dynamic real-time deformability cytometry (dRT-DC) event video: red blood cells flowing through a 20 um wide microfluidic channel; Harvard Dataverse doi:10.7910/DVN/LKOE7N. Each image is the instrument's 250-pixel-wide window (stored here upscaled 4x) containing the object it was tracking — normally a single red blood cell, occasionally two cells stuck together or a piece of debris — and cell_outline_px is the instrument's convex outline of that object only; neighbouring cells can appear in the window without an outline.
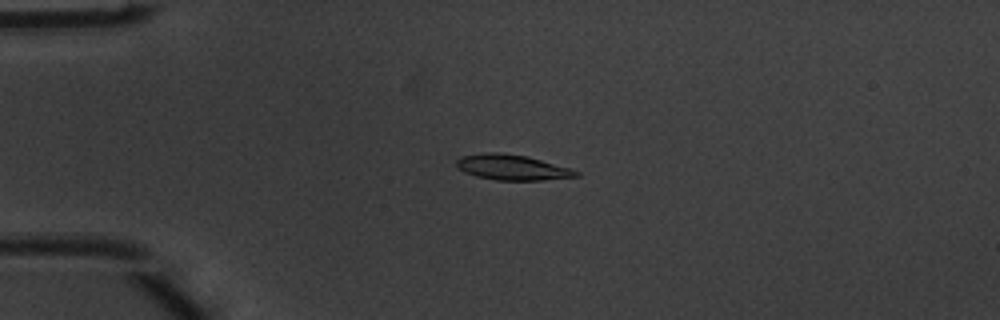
{"species": "common noctule bat (a hibernating species)", "species_latin": "Nyctalus noctula", "temperature_condition": "warm", "stored_images_in_passage": 39, "camera_frame_rate_fps": 3000, "um_per_image_px": 0.085, "animal": {"sex": "male", "body_mass_g": 20.1, "forearm_length_mm": 53.5}, "frame": {"image": 1, "passage_image": 1, "time_ms": 0.0, "image_size_px": [1000, 320], "cell_outline_px": [[580, 176], [540, 180], [496, 180], [476, 176], [464, 172], [456, 168], [456, 160], [460, 156], [488, 152], [500, 152], [528, 156], [568, 168], [580, 172]], "centroid_in_image_um": [43.48, 14.22], "position_along_channel_um": 41.5, "area_um2": 17.69}}
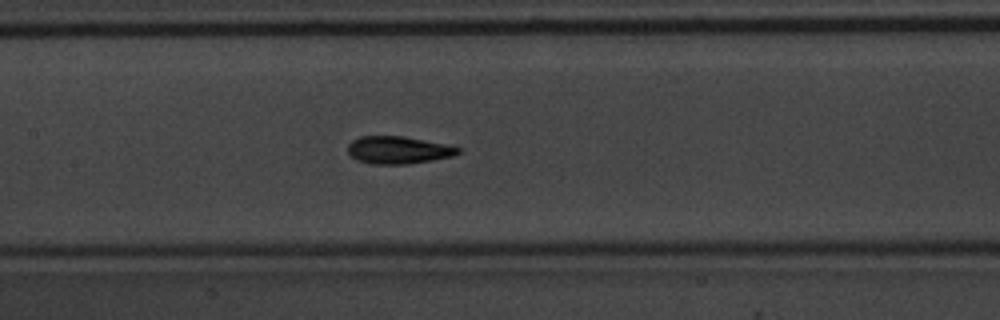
{"frame": {"image": 2, "passage_image": 13, "time_ms": 4.0, "image_size_px": [1000, 320], "cell_outline_px": [[460, 152], [452, 156], [432, 160], [408, 164], [372, 164], [356, 160], [348, 152], [348, 144], [352, 140], [360, 136], [404, 136], [444, 144], [460, 148]], "centroid_in_image_um": [33.81, 12.75], "position_along_channel_um": 173.6, "area_um2": 17.57}}
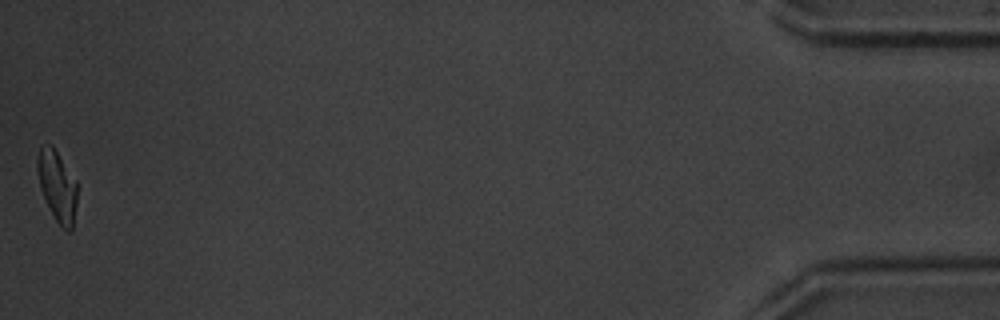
{"frame": {"image": 3, "passage_image": 39, "time_ms": 12.667, "image_size_px": [1000, 320], "cell_outline_px": [[76, 204], [72, 232], [68, 232], [56, 220], [40, 188], [36, 168], [36, 156], [40, 148], [48, 144], [52, 144], [76, 180]], "centroid_in_image_um": [4.85, 15.78], "position_along_channel_um": 430.3, "area_um2": 16.24}, "authors_computed_cell_mechanics": {"area_um2": 17.4556, "velocity_mm_per_s": 4.0223, "shape_relaxation_time_tau1_ms": 3.2716, "shape_relaxation_time_tau2_ms": 1.6569, "deformation_change_tau1": 0.1579, "deformation_change_tau2": 0.0658}}